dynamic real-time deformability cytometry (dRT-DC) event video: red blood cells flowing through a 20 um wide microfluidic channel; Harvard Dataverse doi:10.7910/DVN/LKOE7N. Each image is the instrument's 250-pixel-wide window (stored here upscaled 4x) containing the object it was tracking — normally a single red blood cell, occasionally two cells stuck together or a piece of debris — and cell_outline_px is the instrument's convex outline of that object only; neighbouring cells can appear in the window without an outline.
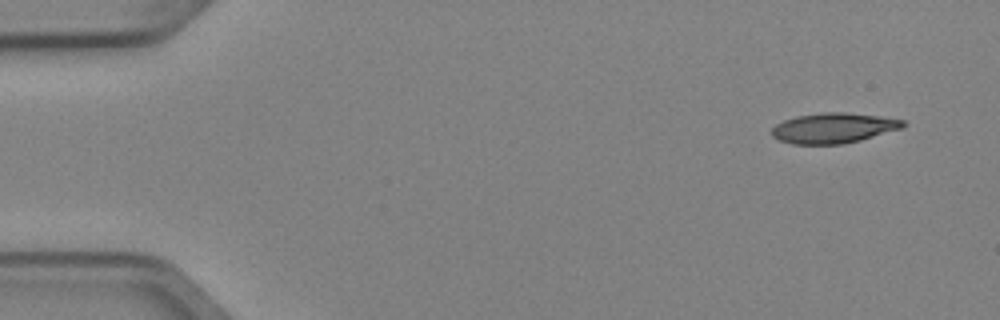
{"species": "Egyptian fruit bat (a non-hibernating species)", "species_latin": "Rousettus aegyptiacus", "temperature_condition": "cold", "stored_images_in_passage": 3, "camera_frame_rate_fps": 3000, "um_per_image_px": 0.085, "animal": {"sex": "female"}, "frame": {"image": 1, "passage_image": 1, "time_ms": 0.0, "image_size_px": [1000, 320], "cell_outline_px": [[908, 124], [904, 128], [860, 140], [840, 144], [792, 144], [780, 140], [772, 136], [772, 128], [776, 124], [784, 120], [796, 116], [824, 112], [844, 112], [880, 116], [904, 120]], "centroid_in_image_um": [70.88, 10.88], "position_along_channel_um": 14.1, "area_um2": 23.18}}